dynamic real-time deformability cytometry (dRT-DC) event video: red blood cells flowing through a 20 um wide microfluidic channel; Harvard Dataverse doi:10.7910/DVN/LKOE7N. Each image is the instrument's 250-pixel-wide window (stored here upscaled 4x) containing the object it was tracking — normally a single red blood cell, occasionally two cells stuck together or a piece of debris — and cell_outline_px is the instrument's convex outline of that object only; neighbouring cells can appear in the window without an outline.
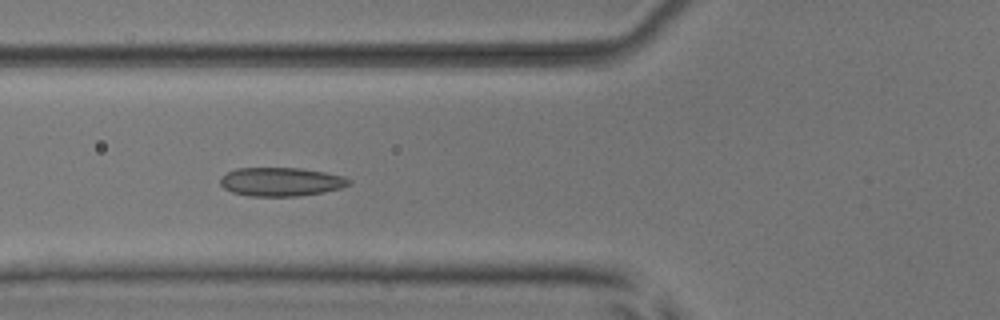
{"species": "common noctule bat (a hibernating species)", "species_latin": "Nyctalus noctula", "temperature_condition": "room temperature", "stored_images_in_passage": 7, "camera_frame_rate_fps": 3000, "um_per_image_px": 0.085, "animal": {"sex": "male", "body_mass_g": 17.9, "forearm_length_mm": 54.2}, "frame": {"image": 1, "passage_image": 5, "time_ms": 5.333, "image_size_px": [1000, 320], "cell_outline_px": [[352, 184], [340, 188], [324, 192], [296, 196], [248, 196], [232, 192], [224, 188], [220, 184], [220, 176], [236, 168], [300, 168], [324, 172], [344, 176], [352, 180]], "centroid_in_image_um": [23.89, 15.45], "position_along_channel_um": 101.9, "area_um2": 21.62}}
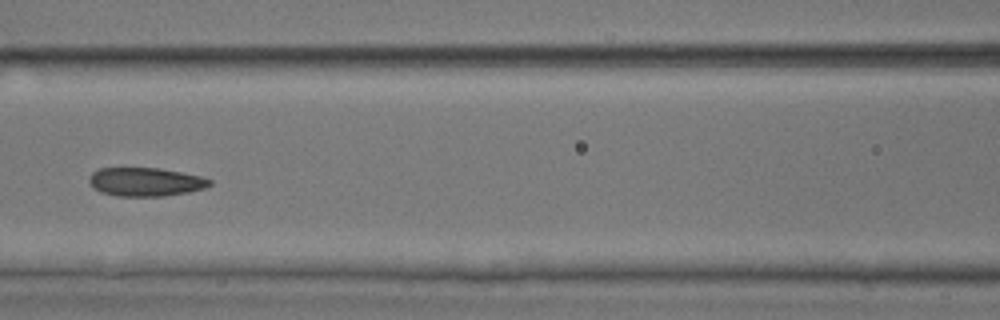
{"frame": {"image": 2, "passage_image": 6, "time_ms": 6.667, "image_size_px": [1000, 320], "cell_outline_px": [[212, 184], [204, 188], [188, 192], [164, 196], [116, 196], [100, 192], [88, 180], [88, 176], [92, 172], [100, 168], [160, 168], [200, 176], [212, 180]], "centroid_in_image_um": [12.36, 15.46], "position_along_channel_um": 154.2, "area_um2": 20.06}}